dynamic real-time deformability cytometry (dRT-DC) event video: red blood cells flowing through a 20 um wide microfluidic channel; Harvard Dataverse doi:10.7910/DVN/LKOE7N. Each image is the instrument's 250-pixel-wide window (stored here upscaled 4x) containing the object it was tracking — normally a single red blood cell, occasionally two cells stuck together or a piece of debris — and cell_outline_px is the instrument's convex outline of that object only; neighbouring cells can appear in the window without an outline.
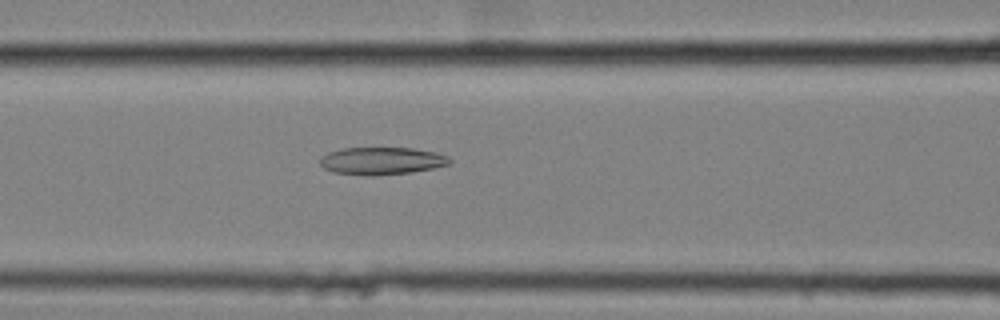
{"species": "common noctule bat (a hibernating species)", "species_latin": "Nyctalus noctula", "temperature_condition": "cold", "stored_images_in_passage": 31, "camera_frame_rate_fps": 3000, "um_per_image_px": 0.085, "animal": {"sex": "female", "body_mass_g": 25.1}, "frame": {"image": 1, "passage_image": 11, "time_ms": 3.333, "image_size_px": [1000, 320], "cell_outline_px": [[452, 160], [448, 164], [432, 168], [412, 172], [372, 176], [332, 172], [324, 168], [320, 164], [320, 156], [328, 152], [340, 148], [412, 148], [436, 152], [448, 156]], "centroid_in_image_um": [32.41, 13.67], "position_along_channel_um": 134.2, "area_um2": 20.81}}
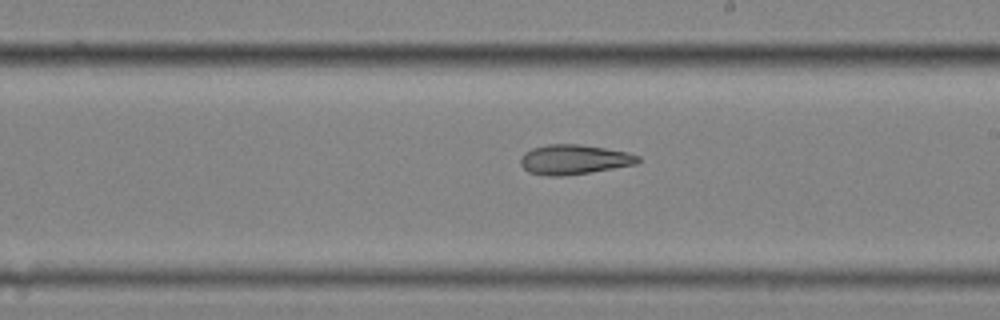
{"frame": {"image": 2, "passage_image": 20, "time_ms": 6.333, "image_size_px": [1000, 320], "cell_outline_px": [[640, 160], [636, 164], [564, 176], [548, 176], [528, 172], [520, 164], [520, 156], [524, 152], [532, 148], [548, 144], [576, 144], [604, 148], [628, 152], [640, 156]], "centroid_in_image_um": [48.75, 13.55], "position_along_channel_um": 240.2, "area_um2": 20.29}}
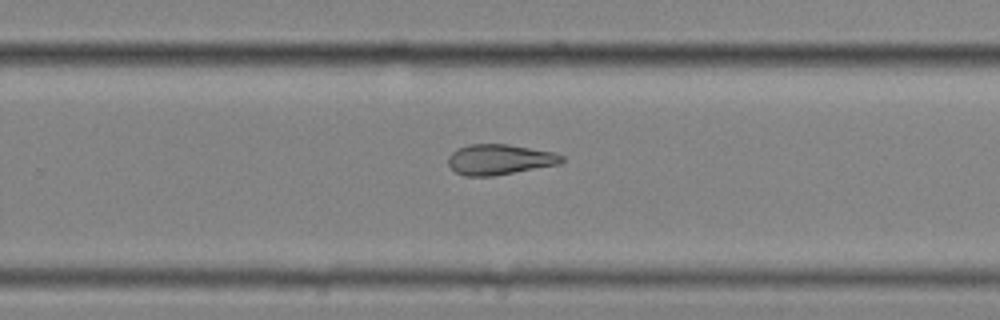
{"frame": {"image": 3, "passage_image": 24, "time_ms": 7.667, "image_size_px": [1000, 320], "cell_outline_px": [[564, 160], [560, 164], [492, 176], [464, 176], [456, 172], [448, 164], [448, 156], [456, 148], [468, 144], [508, 144], [552, 152], [564, 156]], "centroid_in_image_um": [42.43, 13.55], "position_along_channel_um": 287.4, "area_um2": 20.11}}